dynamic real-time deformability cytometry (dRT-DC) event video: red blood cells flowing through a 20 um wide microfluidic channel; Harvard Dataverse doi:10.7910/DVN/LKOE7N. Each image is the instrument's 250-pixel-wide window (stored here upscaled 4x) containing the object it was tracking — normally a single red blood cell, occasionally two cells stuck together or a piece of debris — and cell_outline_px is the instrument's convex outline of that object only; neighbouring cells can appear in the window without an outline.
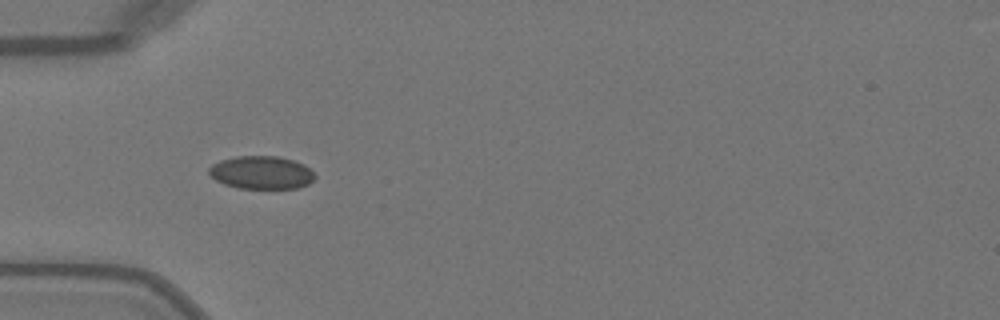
{"species": "Egyptian fruit bat (a non-hibernating species)", "species_latin": "Rousettus aegyptiacus", "temperature_condition": "warm", "stored_images_in_passage": 35, "camera_frame_rate_fps": 3000, "um_per_image_px": 0.085, "animal": {"sex": "female"}, "frame": {"image": 1, "passage_image": 1, "time_ms": 0.0, "image_size_px": [1000, 320], "cell_outline_px": [[316, 176], [308, 184], [300, 188], [236, 188], [224, 184], [216, 180], [208, 172], [208, 168], [212, 164], [220, 160], [236, 156], [280, 156], [296, 160], [304, 164]], "centroid_in_image_um": [22.22, 14.65], "position_along_channel_um": 62.8, "area_um2": 20.52}}
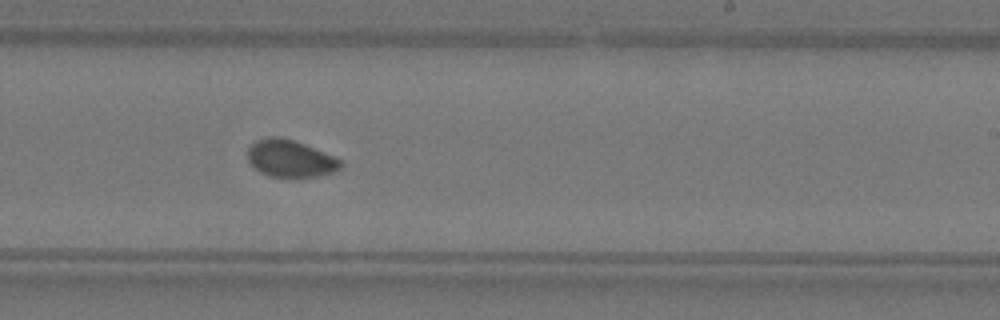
{"frame": {"image": 2, "passage_image": 16, "time_ms": 5.0, "image_size_px": [1000, 320], "cell_outline_px": [[344, 164], [340, 168], [332, 172], [316, 176], [292, 180], [268, 176], [260, 172], [248, 160], [248, 148], [256, 140], [268, 136], [280, 136], [304, 144], [332, 156], [340, 160]], "centroid_in_image_um": [24.65, 13.51], "position_along_channel_um": 264.4, "area_um2": 20.4}}
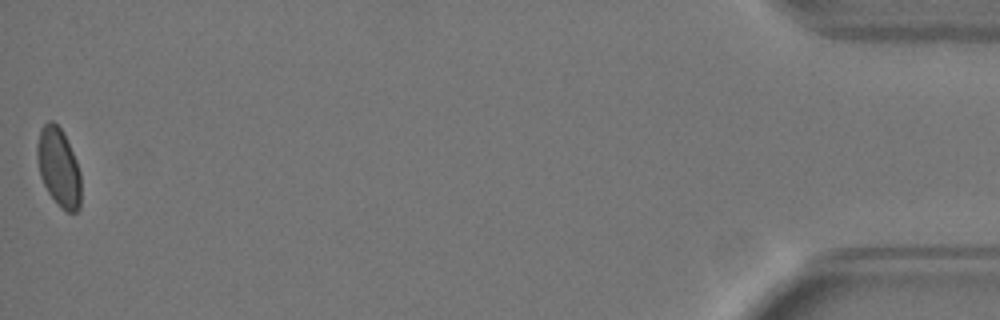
{"frame": {"image": 3, "passage_image": 35, "time_ms": 11.333, "image_size_px": [1000, 320], "cell_outline_px": [[80, 208], [76, 212], [68, 212], [60, 208], [56, 204], [48, 192], [40, 176], [36, 156], [36, 144], [40, 128], [48, 120], [52, 120], [64, 132], [76, 160], [80, 172]], "centroid_in_image_um": [4.97, 14.21], "position_along_channel_um": 430.2, "area_um2": 20.35}, "authors_computed_cell_mechanics": {"area_um2": 20.2878, "velocity_mm_per_s": 4.0675, "shape_relaxation_time_tau1_ms": 3.3066, "shape_relaxation_time_tau2_ms": null, "deformation_change_tau1": 0.0785, "deformation_change_tau2": null}}